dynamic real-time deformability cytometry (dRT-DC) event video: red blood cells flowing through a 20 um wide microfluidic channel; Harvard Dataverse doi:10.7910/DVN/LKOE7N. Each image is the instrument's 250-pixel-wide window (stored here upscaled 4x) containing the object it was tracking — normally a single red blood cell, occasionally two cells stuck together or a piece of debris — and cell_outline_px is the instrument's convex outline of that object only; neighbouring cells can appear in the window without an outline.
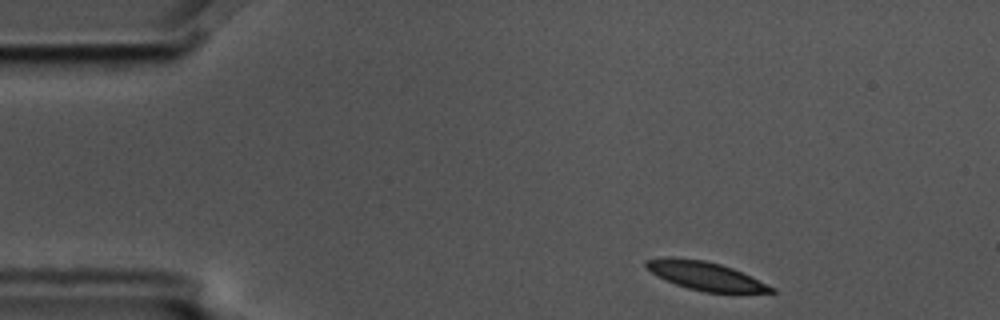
{"species": "common noctule bat (a hibernating species)", "species_latin": "Nyctalus noctula", "temperature_condition": "cold", "stored_images_in_passage": 3, "camera_frame_rate_fps": 3000, "um_per_image_px": 0.085, "animal": {"sex": "male", "body_mass_g": 17.5, "forearm_length_mm": 52.3}, "frame": {"image": 1, "passage_image": 1, "time_ms": 0.0, "image_size_px": [1000, 320], "cell_outline_px": [[776, 292], [704, 292], [688, 288], [676, 284], [652, 272], [644, 264], [644, 260], [672, 256], [704, 260], [720, 264], [732, 268], [776, 288]], "centroid_in_image_um": [59.95, 23.43], "position_along_channel_um": 25.0, "area_um2": 20.35}}